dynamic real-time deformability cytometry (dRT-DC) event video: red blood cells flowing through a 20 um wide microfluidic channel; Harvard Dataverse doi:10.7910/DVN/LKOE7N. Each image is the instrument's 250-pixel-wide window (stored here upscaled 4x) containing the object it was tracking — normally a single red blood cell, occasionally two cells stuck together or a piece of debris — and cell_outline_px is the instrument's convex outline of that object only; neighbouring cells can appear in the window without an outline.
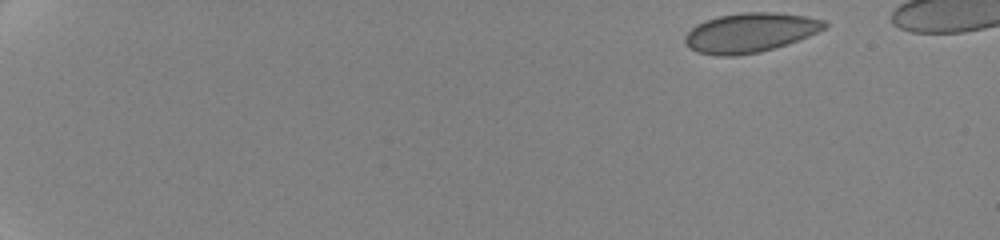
{"species": "human", "species_latin": "Homo sapiens", "temperature_condition": "cold", "stored_images_in_passage": 63, "camera_frame_rate_fps": 3000, "um_per_image_px": 0.085, "donor": {"sex": "female"}, "frame": {"image": 1, "passage_image": 1, "time_ms": 0.0, "image_size_px": [1000, 240], "cell_outline_px": [[828, 24], [824, 28], [808, 36], [760, 52], [736, 56], [716, 56], [696, 52], [688, 48], [684, 40], [684, 36], [696, 24], [720, 16], [740, 12], [776, 12], [804, 16], [824, 20]], "centroid_in_image_um": [63.7, 2.78], "position_along_channel_um": 21.3, "area_um2": 31.85}}
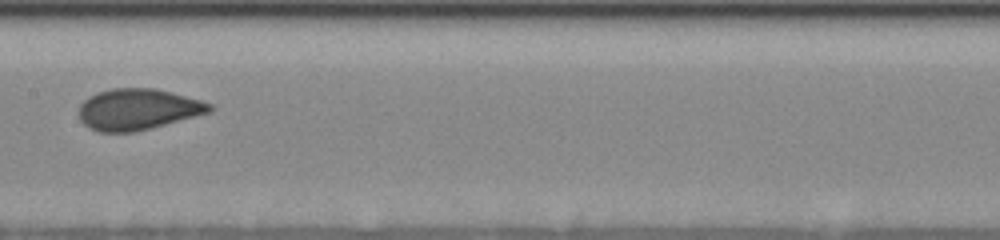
{"frame": {"image": 2, "passage_image": 36, "time_ms": 9.333, "image_size_px": [1000, 240], "cell_outline_px": [[212, 112], [136, 132], [100, 132], [88, 128], [80, 120], [80, 104], [84, 100], [96, 92], [112, 88], [156, 88], [172, 92], [200, 100], [212, 104]], "centroid_in_image_um": [11.72, 9.29], "position_along_channel_um": 195.7, "area_um2": 31.44}}
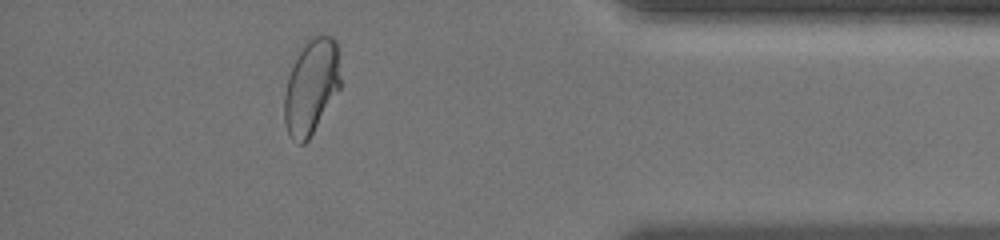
{"frame": {"image": 3, "passage_image": 59, "time_ms": 16.0, "image_size_px": [1000, 240], "cell_outline_px": [[340, 88], [308, 140], [304, 144], [296, 144], [292, 140], [288, 132], [284, 120], [284, 96], [288, 76], [300, 52], [308, 40], [312, 36], [332, 36], [336, 40], [340, 76]], "centroid_in_image_um": [26.45, 7.4], "position_along_channel_um": 408.7, "area_um2": 30.69}}